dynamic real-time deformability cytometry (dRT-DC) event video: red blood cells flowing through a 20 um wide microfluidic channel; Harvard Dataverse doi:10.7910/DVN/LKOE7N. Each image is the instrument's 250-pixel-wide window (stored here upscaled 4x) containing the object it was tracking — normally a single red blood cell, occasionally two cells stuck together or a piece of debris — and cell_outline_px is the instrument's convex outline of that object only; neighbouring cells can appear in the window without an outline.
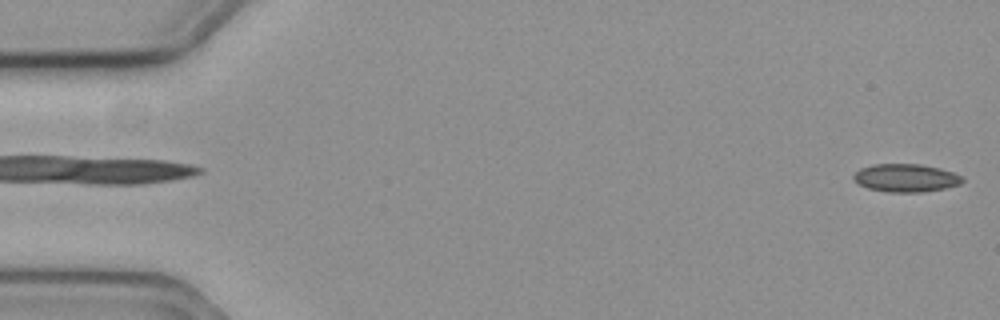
{"species": "common noctule bat (a hibernating species)", "species_latin": "Nyctalus noctula", "temperature_condition": "cold", "stored_images_in_passage": 54, "camera_frame_rate_fps": 3000, "um_per_image_px": 0.085, "animal": {"sex": "female", "body_mass_g": 19.3, "forearm_length_mm": 54.1}, "frame": {"image": 1, "passage_image": 1, "time_ms": 0.0, "image_size_px": [1000, 320], "cell_outline_px": [[964, 180], [960, 184], [944, 188], [920, 192], [888, 192], [868, 188], [860, 184], [852, 176], [860, 168], [872, 164], [920, 164], [940, 168], [964, 176]], "centroid_in_image_um": [77.02, 15.11], "position_along_channel_um": 8.0, "area_um2": 17.69}}
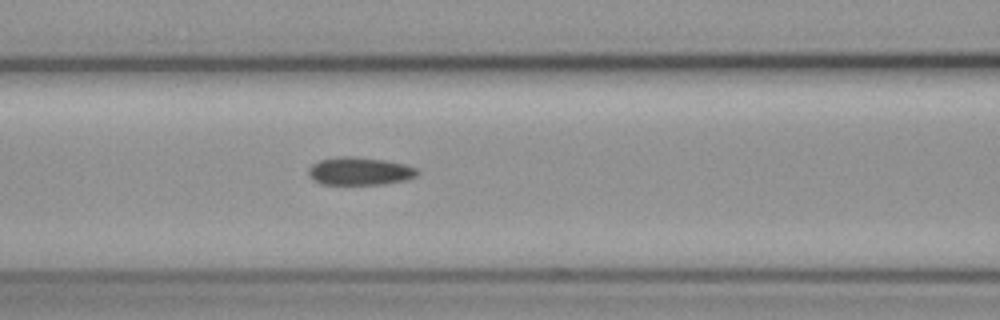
{"frame": {"image": 2, "passage_image": 24, "time_ms": 7.667, "image_size_px": [1000, 320], "cell_outline_px": [[420, 172], [416, 176], [408, 180], [384, 184], [320, 184], [312, 180], [308, 172], [308, 168], [312, 164], [320, 160], [340, 156], [352, 156], [384, 160], [404, 164], [416, 168]], "centroid_in_image_um": [30.57, 14.55], "position_along_channel_um": 136.0, "area_um2": 17.8}}
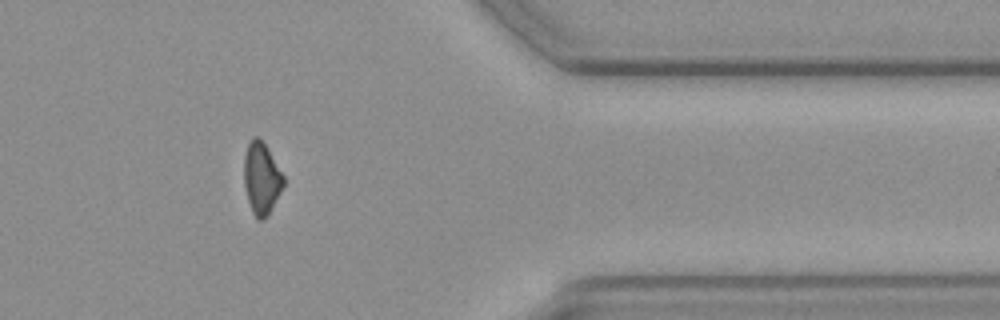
{"frame": {"image": 3, "passage_image": 47, "time_ms": 15.333, "image_size_px": [1000, 320], "cell_outline_px": [[284, 184], [268, 216], [264, 220], [256, 220], [252, 212], [248, 200], [244, 184], [244, 156], [248, 144], [252, 136], [256, 136], [268, 148], [284, 176]], "centroid_in_image_um": [22.22, 15.18], "position_along_channel_um": 389.2, "area_um2": 16.53}}